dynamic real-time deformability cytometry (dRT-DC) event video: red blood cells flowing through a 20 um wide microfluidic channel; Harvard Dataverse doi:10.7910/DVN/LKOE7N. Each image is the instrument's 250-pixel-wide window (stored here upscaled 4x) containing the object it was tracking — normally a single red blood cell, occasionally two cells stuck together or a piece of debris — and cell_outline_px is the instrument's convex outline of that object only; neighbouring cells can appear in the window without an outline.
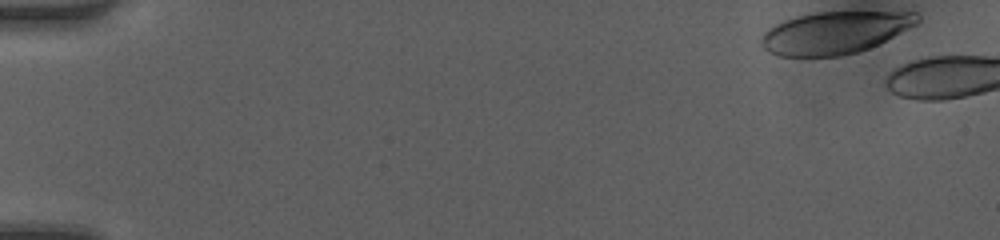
{"species": "human", "species_latin": "Homo sapiens", "temperature_condition": "room temperature", "stored_images_in_passage": 12, "camera_frame_rate_fps": 3000, "um_per_image_px": 0.085, "donor": {"sex": "female"}, "frame": {"image": 1, "passage_image": 1, "time_ms": 0.0, "image_size_px": [1000, 240], "cell_outline_px": [[920, 20], [916, 24], [880, 44], [856, 52], [840, 56], [780, 56], [768, 52], [760, 44], [760, 40], [764, 32], [768, 28], [784, 20], [796, 16], [816, 12], [916, 12], [920, 16]], "centroid_in_image_um": [70.95, 2.77], "position_along_channel_um": 14.1, "area_um2": 38.44}}